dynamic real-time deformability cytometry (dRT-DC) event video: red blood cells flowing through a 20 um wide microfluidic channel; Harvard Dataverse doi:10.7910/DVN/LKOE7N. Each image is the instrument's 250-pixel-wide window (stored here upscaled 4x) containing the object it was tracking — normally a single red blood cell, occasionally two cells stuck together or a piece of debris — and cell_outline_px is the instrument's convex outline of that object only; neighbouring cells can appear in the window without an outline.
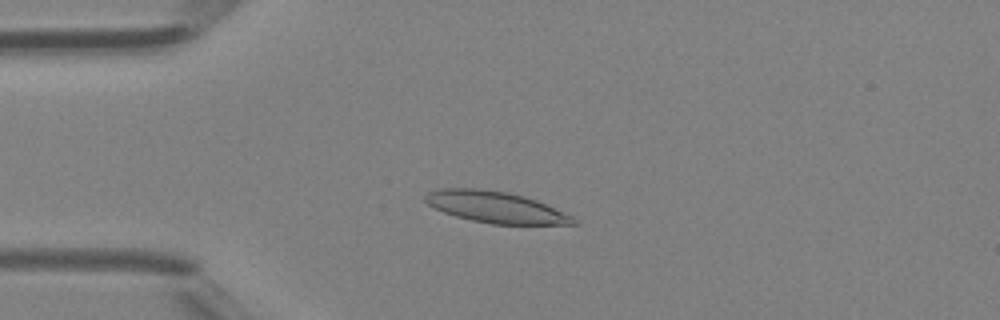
{"species": "Egyptian fruit bat (a non-hibernating species)", "species_latin": "Rousettus aegyptiacus", "temperature_condition": "room temperature", "stored_images_in_passage": 46, "camera_frame_rate_fps": 3000, "um_per_image_px": 0.085, "animal": {"sex": "female"}, "frame": {"image": 1, "passage_image": 12, "time_ms": 3.667, "image_size_px": [1000, 320], "cell_outline_px": [[580, 224], [492, 224], [472, 220], [456, 216], [444, 212], [428, 204], [424, 200], [424, 196], [428, 192], [440, 188], [476, 188], [508, 192], [524, 196], [536, 200], [572, 216]], "centroid_in_image_um": [42.11, 17.6], "position_along_channel_um": 42.9, "area_um2": 26.82}}
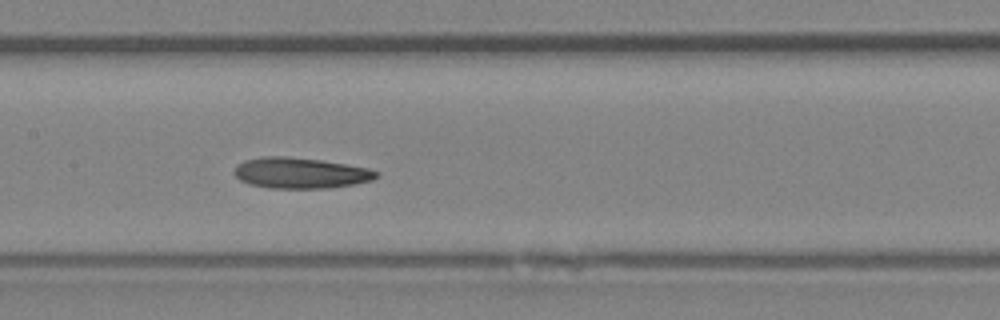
{"frame": {"image": 2, "passage_image": 23, "time_ms": 7.333, "image_size_px": [1000, 320], "cell_outline_px": [[380, 176], [372, 180], [352, 184], [328, 188], [268, 188], [248, 184], [240, 180], [232, 172], [236, 164], [244, 160], [260, 156], [284, 156], [320, 160], [368, 168], [380, 172]], "centroid_in_image_um": [25.49, 14.7], "position_along_channel_um": 181.9, "area_um2": 25.66}}
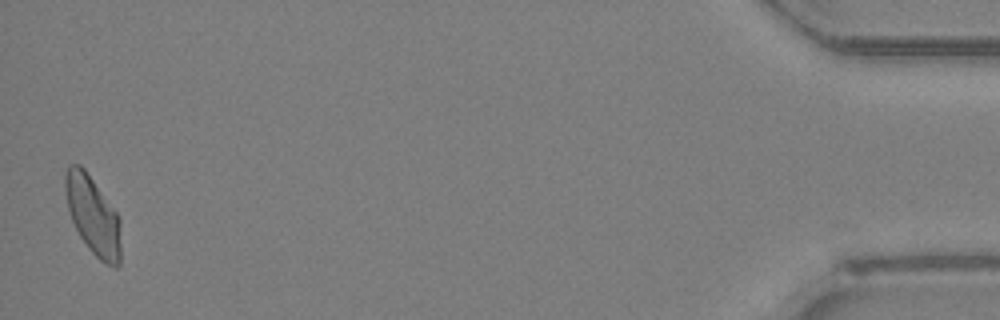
{"frame": {"image": 3, "passage_image": 46, "time_ms": 15.0, "image_size_px": [1000, 320], "cell_outline_px": [[120, 268], [116, 268], [100, 260], [88, 248], [80, 236], [72, 220], [68, 208], [64, 188], [64, 176], [68, 164], [80, 164], [84, 168], [116, 212], [120, 220]], "centroid_in_image_um": [7.89, 18.31], "position_along_channel_um": 427.3, "area_um2": 25.26}, "authors_computed_cell_mechanics": {"area_um2": 25.6343, "velocity_mm_per_s": 4.4211, "shape_relaxation_time_tau1_ms": 3.9288, "shape_relaxation_time_tau2_ms": 2.6026, "deformation_change_tau1": 0.1203, "deformation_change_tau2": 0.102}}